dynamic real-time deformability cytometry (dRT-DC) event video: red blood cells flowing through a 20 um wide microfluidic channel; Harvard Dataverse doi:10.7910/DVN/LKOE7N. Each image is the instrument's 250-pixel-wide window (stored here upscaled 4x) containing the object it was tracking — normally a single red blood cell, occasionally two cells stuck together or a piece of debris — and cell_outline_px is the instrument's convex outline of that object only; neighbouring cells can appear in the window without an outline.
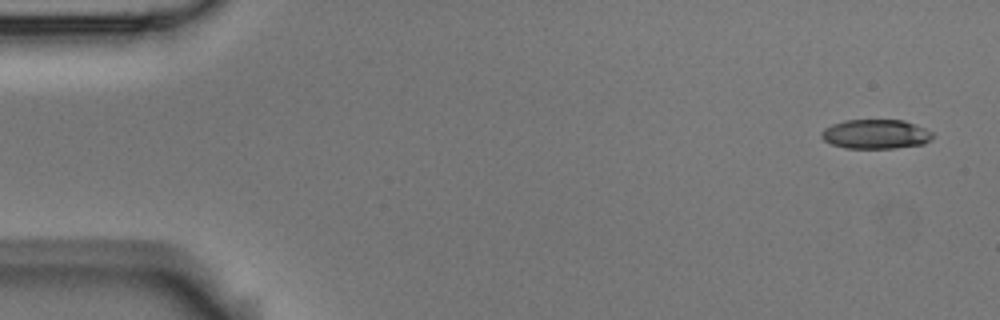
{"species": "Egyptian fruit bat (a non-hibernating species)", "species_latin": "Rousettus aegyptiacus", "temperature_condition": "room temperature", "stored_images_in_passage": 4, "camera_frame_rate_fps": 3000, "um_per_image_px": 0.085, "animal": {"sex": "male"}, "frame": {"image": 1, "passage_image": 1, "time_ms": 0.0, "image_size_px": [1000, 320], "cell_outline_px": [[936, 136], [932, 140], [924, 144], [896, 148], [844, 148], [832, 144], [824, 140], [820, 136], [820, 132], [824, 128], [832, 124], [844, 120], [904, 120], [924, 128], [932, 132]], "centroid_in_image_um": [74.45, 11.4], "position_along_channel_um": 10.6, "area_um2": 19.25}}